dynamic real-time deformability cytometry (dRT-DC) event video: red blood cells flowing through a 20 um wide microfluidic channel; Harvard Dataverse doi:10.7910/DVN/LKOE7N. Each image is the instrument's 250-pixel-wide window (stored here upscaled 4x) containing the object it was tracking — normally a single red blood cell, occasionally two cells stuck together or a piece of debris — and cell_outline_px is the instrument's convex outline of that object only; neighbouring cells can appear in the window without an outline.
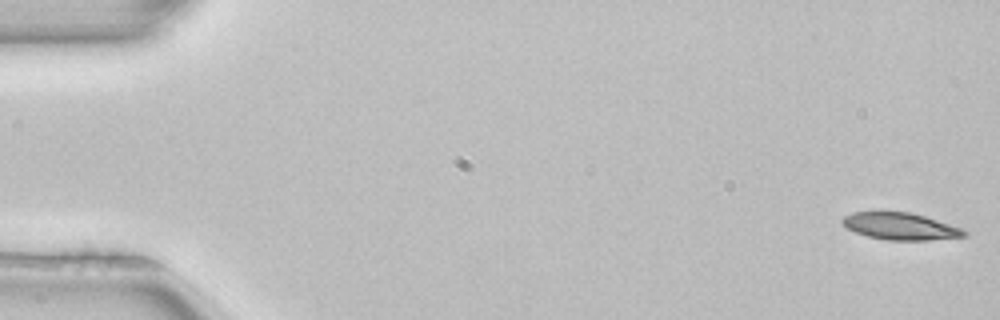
{"species": "common noctule bat (a hibernating species)", "species_latin": "Nyctalus noctula", "temperature_condition": "room temperature", "stored_images_in_passage": 51, "camera_frame_rate_fps": 3000, "um_per_image_px": 0.085, "animal": {"sex": "female", "body_mass_g": 22.7, "forearm_length_mm": 54.2}, "frame": {"image": 1, "passage_image": 1, "time_ms": 0.0, "image_size_px": [1000, 320], "cell_outline_px": [[968, 236], [928, 240], [888, 240], [868, 236], [856, 232], [848, 228], [840, 220], [844, 216], [852, 212], [912, 212], [960, 228], [968, 232]], "centroid_in_image_um": [76.53, 19.23], "position_along_channel_um": 8.5, "area_um2": 18.9}}
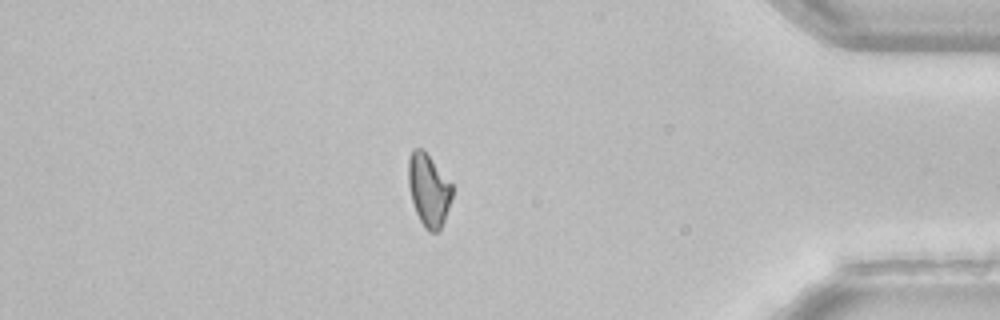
{"frame": {"image": 2, "passage_image": 44, "time_ms": 14.333, "image_size_px": [1000, 320], "cell_outline_px": [[452, 196], [444, 220], [440, 228], [436, 232], [428, 232], [424, 228], [416, 212], [412, 200], [408, 184], [408, 156], [412, 148], [424, 148], [452, 184]], "centroid_in_image_um": [36.41, 16.1], "position_along_channel_um": 398.8, "area_um2": 18.61}}
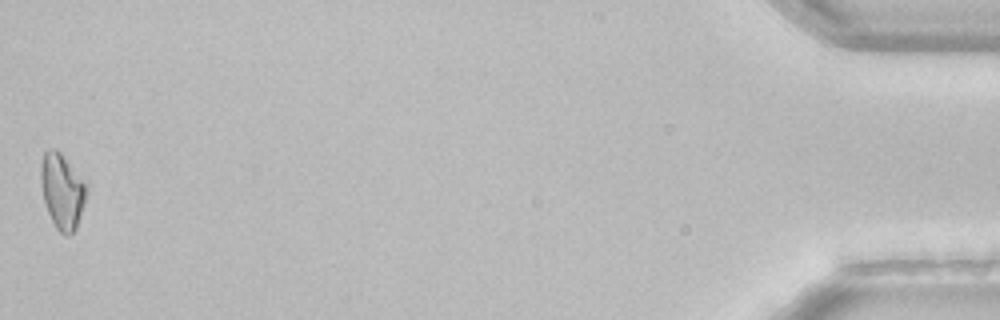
{"frame": {"image": 3, "passage_image": 51, "time_ms": 16.667, "image_size_px": [1000, 320], "cell_outline_px": [[88, 192], [76, 228], [68, 236], [64, 236], [56, 228], [48, 212], [44, 200], [40, 180], [40, 164], [44, 152], [48, 148], [56, 148], [60, 152], [88, 184]], "centroid_in_image_um": [5.29, 16.22], "position_along_channel_um": 429.9, "area_um2": 20.23}, "authors_computed_cell_mechanics": {"area_um2": 19.5942, "velocity_mm_per_s": 4.0006, "shape_relaxation_time_tau1_ms": 6.0525, "shape_relaxation_time_tau2_ms": null, "deformation_change_tau1": 0.1647, "deformation_change_tau2": null}}